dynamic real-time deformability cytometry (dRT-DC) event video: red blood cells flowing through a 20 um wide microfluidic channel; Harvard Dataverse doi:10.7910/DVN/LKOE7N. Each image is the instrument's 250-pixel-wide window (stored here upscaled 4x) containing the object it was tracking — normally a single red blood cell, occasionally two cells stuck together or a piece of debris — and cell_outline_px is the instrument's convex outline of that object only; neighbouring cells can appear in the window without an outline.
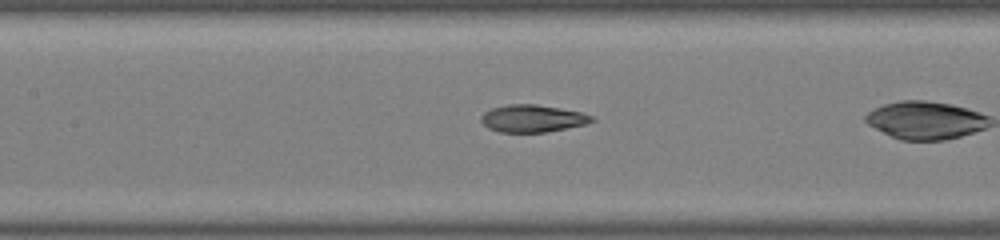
{"species": "common noctule bat (a hibernating species)", "species_latin": "Nyctalus noctula", "temperature_condition": "warm", "stored_images_in_passage": 24, "camera_frame_rate_fps": 3000, "um_per_image_px": 0.085, "animal": {"sex": "male", "body_mass_g": 19.0, "forearm_length_mm": 50.8}, "frame": {"image": 1, "passage_image": 8, "time_ms": 2.333, "image_size_px": [1000, 240], "cell_outline_px": [[596, 120], [584, 124], [544, 132], [500, 132], [488, 128], [480, 120], [480, 116], [484, 112], [492, 108], [508, 104], [536, 104], [560, 108], [580, 112], [596, 116]], "centroid_in_image_um": [45.25, 10.06], "position_along_channel_um": 162.1, "area_um2": 17.57}}
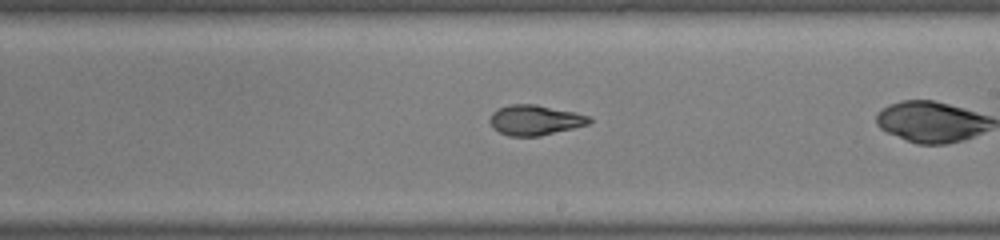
{"frame": {"image": 2, "passage_image": 14, "time_ms": 4.333, "image_size_px": [1000, 240], "cell_outline_px": [[592, 120], [588, 124], [540, 136], [508, 136], [492, 128], [488, 120], [492, 112], [496, 108], [508, 104], [536, 104], [576, 112], [588, 116]], "centroid_in_image_um": [45.42, 10.19], "position_along_channel_um": 243.6, "area_um2": 17.63}}
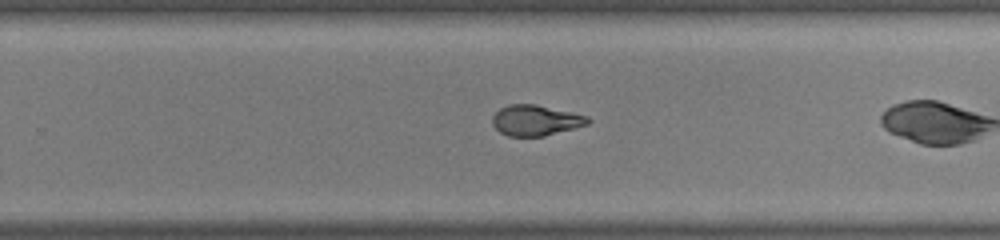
{"frame": {"image": 3, "passage_image": 17, "time_ms": 5.333, "image_size_px": [1000, 240], "cell_outline_px": [[592, 120], [588, 124], [544, 136], [508, 136], [500, 132], [492, 124], [492, 116], [500, 108], [508, 104], [536, 104], [588, 116]], "centroid_in_image_um": [45.51, 10.22], "position_along_channel_um": 284.3, "area_um2": 16.99}}